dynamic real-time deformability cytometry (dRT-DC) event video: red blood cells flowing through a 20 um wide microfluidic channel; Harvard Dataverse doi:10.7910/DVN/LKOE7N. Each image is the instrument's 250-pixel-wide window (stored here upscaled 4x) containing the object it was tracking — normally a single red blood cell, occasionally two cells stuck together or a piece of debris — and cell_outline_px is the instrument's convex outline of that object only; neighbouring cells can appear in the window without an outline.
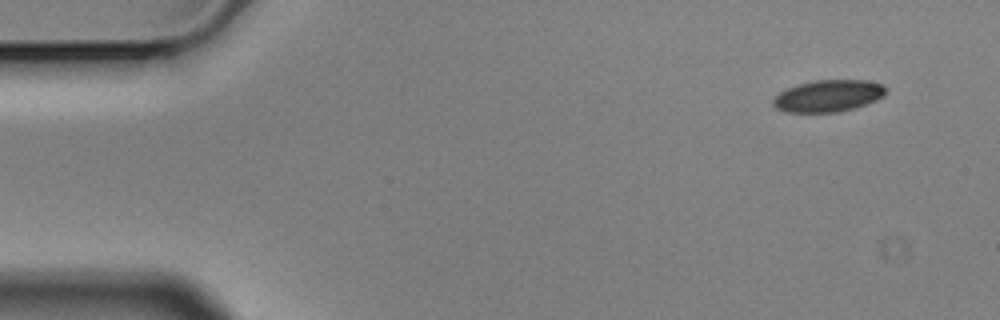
{"species": "Egyptian fruit bat (a non-hibernating species)", "species_latin": "Rousettus aegyptiacus", "temperature_condition": "cold", "stored_images_in_passage": 7, "camera_frame_rate_fps": 3000, "um_per_image_px": 0.085, "animal": {"sex": "male"}, "frame": {"image": 1, "passage_image": 1, "time_ms": 0.0, "image_size_px": [1000, 320], "cell_outline_px": [[888, 88], [884, 96], [876, 100], [840, 112], [784, 112], [776, 108], [772, 104], [772, 100], [780, 92], [788, 88], [800, 84], [816, 80], [864, 80], [884, 84]], "centroid_in_image_um": [70.42, 8.15], "position_along_channel_um": 14.6, "area_um2": 20.87}}
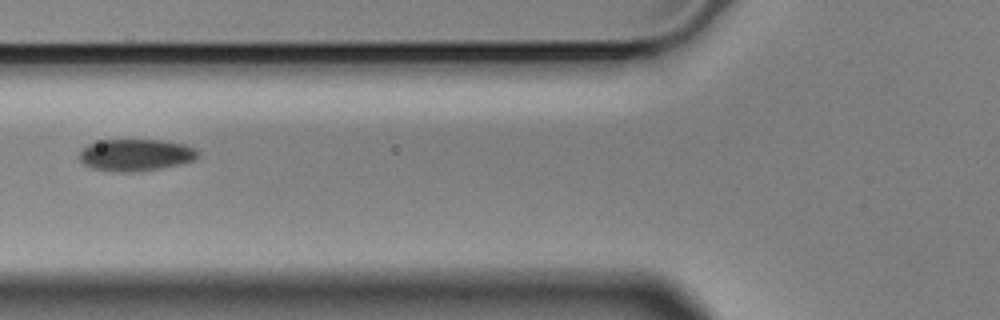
{"frame": {"image": 2, "passage_image": 5, "time_ms": 1.333, "image_size_px": [1000, 320], "cell_outline_px": [[200, 152], [192, 160], [180, 164], [160, 168], [132, 172], [120, 172], [92, 168], [84, 164], [80, 160], [80, 148], [96, 140], [164, 140], [184, 144], [196, 148]], "centroid_in_image_um": [11.51, 13.16], "position_along_channel_um": 114.3, "area_um2": 22.08}}
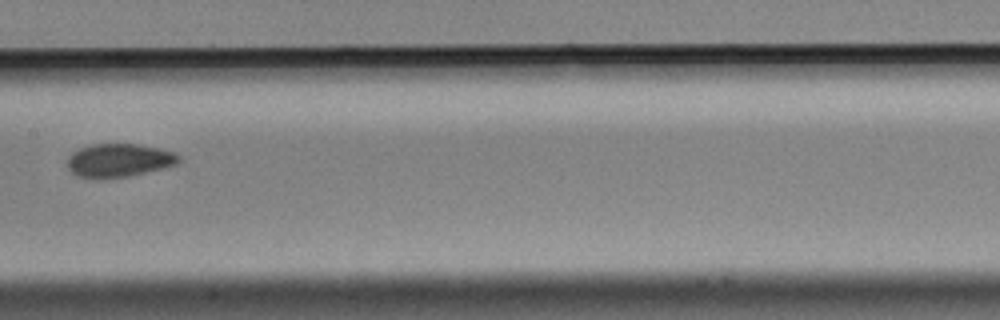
{"frame": {"image": 3, "passage_image": 7, "time_ms": 2.0, "image_size_px": [1000, 320], "cell_outline_px": [[180, 160], [176, 164], [164, 168], [128, 176], [76, 176], [64, 164], [68, 156], [72, 152], [80, 148], [92, 144], [136, 144], [160, 148], [176, 152], [180, 156]], "centroid_in_image_um": [10.12, 13.59], "position_along_channel_um": 197.3, "area_um2": 21.39}}